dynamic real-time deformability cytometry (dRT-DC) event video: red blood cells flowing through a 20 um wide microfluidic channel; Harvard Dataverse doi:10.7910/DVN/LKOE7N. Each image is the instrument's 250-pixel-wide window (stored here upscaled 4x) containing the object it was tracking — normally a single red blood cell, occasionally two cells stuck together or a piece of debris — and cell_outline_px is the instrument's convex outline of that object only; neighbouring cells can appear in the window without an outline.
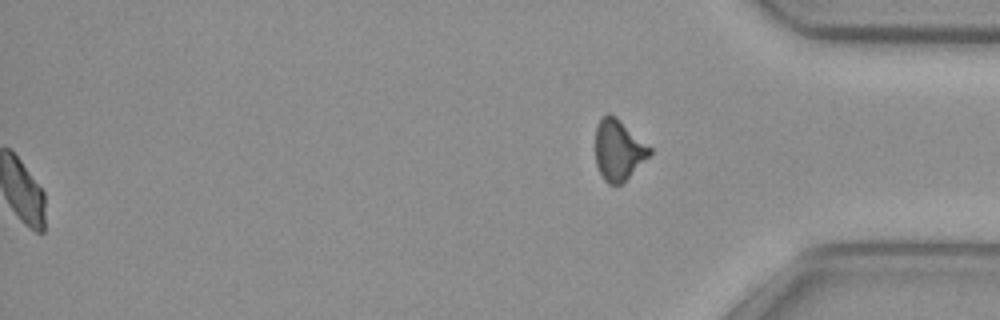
{"species": "common noctule bat (a hibernating species)", "species_latin": "Nyctalus noctula", "temperature_condition": "cold", "stored_images_in_passage": 54, "segment_of_instrument_passage": [2, 2], "camera_frame_rate_fps": 3000, "um_per_image_px": 0.085, "animal": {"sex": "female", "body_mass_g": 29.2, "forearm_length_mm": 56.3}, "frame": {"image": 1, "passage_image": 54, "time_ms": 17.667, "image_size_px": [1000, 320], "cell_outline_px": [[652, 152], [624, 184], [608, 184], [604, 180], [596, 164], [596, 128], [600, 120], [604, 116], [616, 116], [652, 148]], "centroid_in_image_um": [52.59, 12.79], "position_along_channel_um": 382.6, "area_um2": 19.07}}